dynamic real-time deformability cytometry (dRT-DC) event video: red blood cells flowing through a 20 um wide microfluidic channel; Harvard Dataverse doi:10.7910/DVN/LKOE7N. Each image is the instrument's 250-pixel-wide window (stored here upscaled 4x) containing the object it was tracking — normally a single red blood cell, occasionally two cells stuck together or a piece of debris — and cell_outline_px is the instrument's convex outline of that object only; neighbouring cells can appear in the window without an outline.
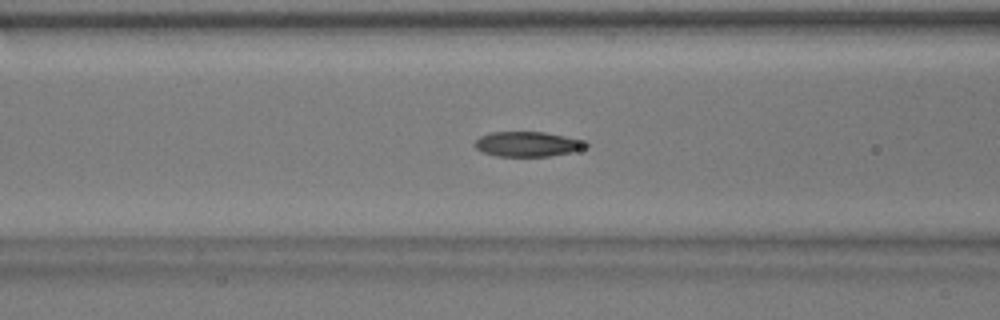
{"species": "common noctule bat (a hibernating species)", "species_latin": "Nyctalus noctula", "temperature_condition": "warm", "stored_images_in_passage": 38, "camera_frame_rate_fps": 3000, "um_per_image_px": 0.085, "animal": {"sex": "male", "body_mass_g": 17.9}, "frame": {"image": 1, "passage_image": 6, "time_ms": 1.667, "image_size_px": [1000, 320], "cell_outline_px": [[588, 144], [584, 148], [572, 152], [548, 156], [496, 156], [484, 152], [476, 148], [472, 144], [480, 136], [488, 132], [544, 132], [584, 140]], "centroid_in_image_um": [44.81, 12.24], "position_along_channel_um": 121.8, "area_um2": 16.13}}
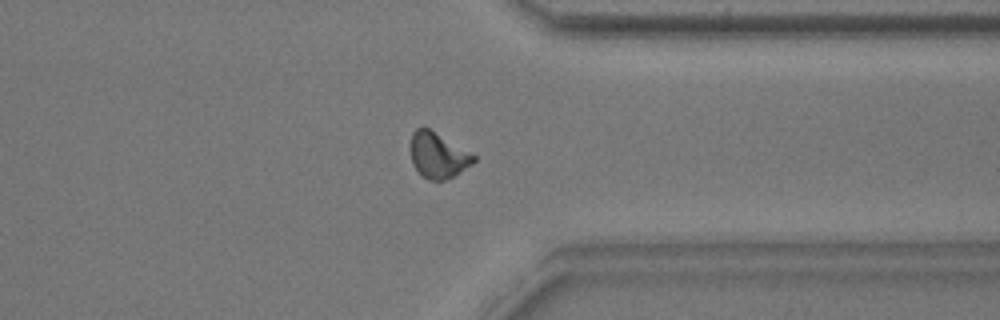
{"frame": {"image": 2, "passage_image": 26, "time_ms": 8.333, "image_size_px": [1000, 320], "cell_outline_px": [[476, 160], [472, 164], [460, 172], [444, 180], [428, 180], [412, 164], [412, 132], [416, 128], [424, 124], [476, 156]], "centroid_in_image_um": [37.23, 13.16], "position_along_channel_um": 374.2, "area_um2": 16.65}}
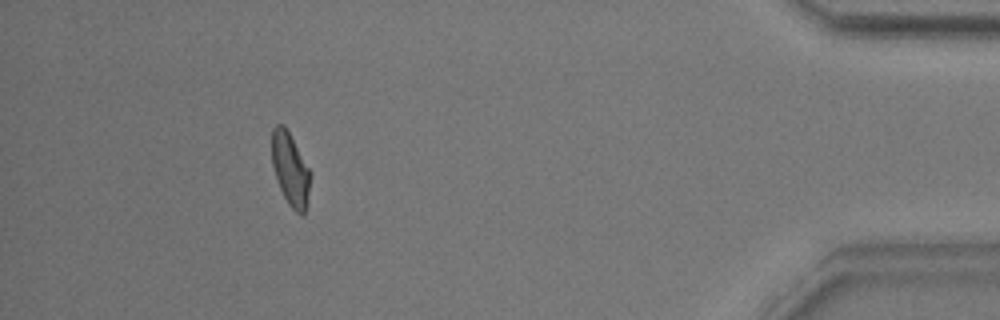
{"frame": {"image": 3, "passage_image": 33, "time_ms": 10.667, "image_size_px": [1000, 320], "cell_outline_px": [[312, 176], [304, 212], [300, 216], [288, 204], [276, 180], [272, 164], [272, 128], [276, 124], [284, 124], [312, 172]], "centroid_in_image_um": [24.68, 14.37], "position_along_channel_um": 410.5, "area_um2": 16.47}, "authors_computed_cell_mechanics": {"area_um2": 16.4152, "velocity_mm_per_s": 3.8308, "shape_relaxation_time_tau1_ms": 4.8117, "shape_relaxation_time_tau2_ms": 2.5633, "deformation_change_tau1": 0.1539, "deformation_change_tau2": 0.0729}}